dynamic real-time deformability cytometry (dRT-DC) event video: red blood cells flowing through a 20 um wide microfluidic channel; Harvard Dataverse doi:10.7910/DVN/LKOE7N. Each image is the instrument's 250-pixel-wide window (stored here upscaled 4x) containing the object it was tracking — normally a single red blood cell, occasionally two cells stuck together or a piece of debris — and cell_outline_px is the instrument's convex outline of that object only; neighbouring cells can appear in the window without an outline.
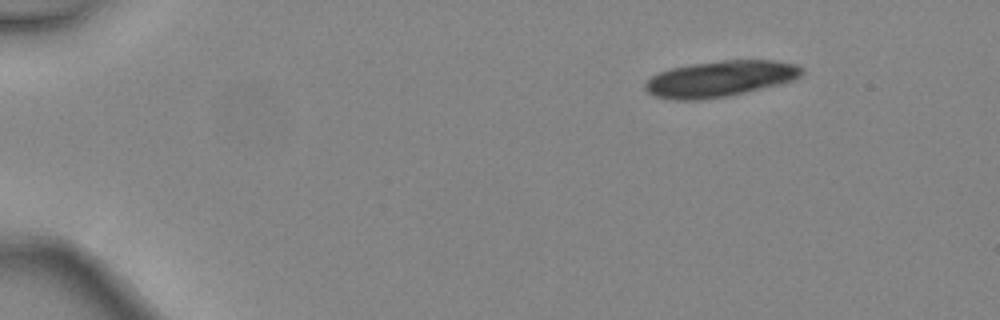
{"species": "common noctule bat (a hibernating species)", "species_latin": "Nyctalus noctula", "temperature_condition": "warm", "stored_images_in_passage": 5, "camera_frame_rate_fps": 3000, "um_per_image_px": 0.085, "animal": {"sex": "female", "body_mass_g": 24.6, "forearm_length_mm": 56.2}, "frame": {"image": 1, "passage_image": 1, "time_ms": 0.0, "image_size_px": [1000, 320], "cell_outline_px": [[804, 72], [800, 76], [792, 80], [728, 96], [700, 100], [676, 100], [656, 96], [648, 92], [644, 88], [644, 84], [652, 76], [660, 72], [672, 68], [692, 64], [724, 60], [776, 60], [796, 64], [804, 68]], "centroid_in_image_um": [61.21, 6.69], "position_along_channel_um": 23.8, "area_um2": 32.54}}
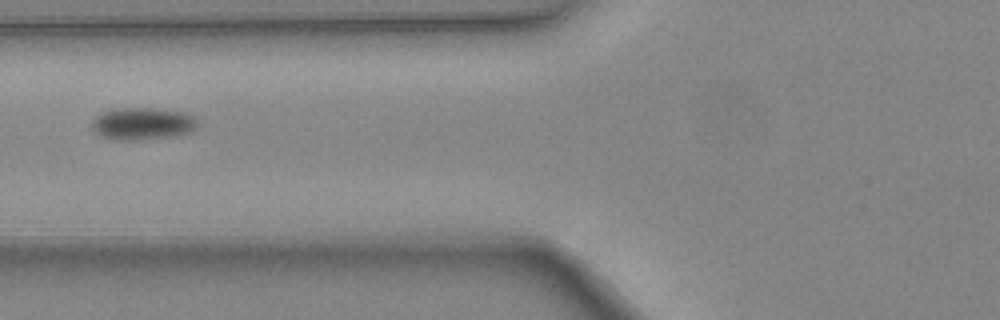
{"frame": {"image": 2, "passage_image": 4, "time_ms": 1.0, "image_size_px": [1000, 320], "cell_outline_px": [[196, 124], [192, 132], [176, 136], [140, 140], [116, 140], [100, 136], [92, 128], [92, 120], [96, 116], [112, 108], [156, 108], [188, 112], [196, 120]], "centroid_in_image_um": [12.12, 10.51], "position_along_channel_um": 113.7, "area_um2": 20.11}}
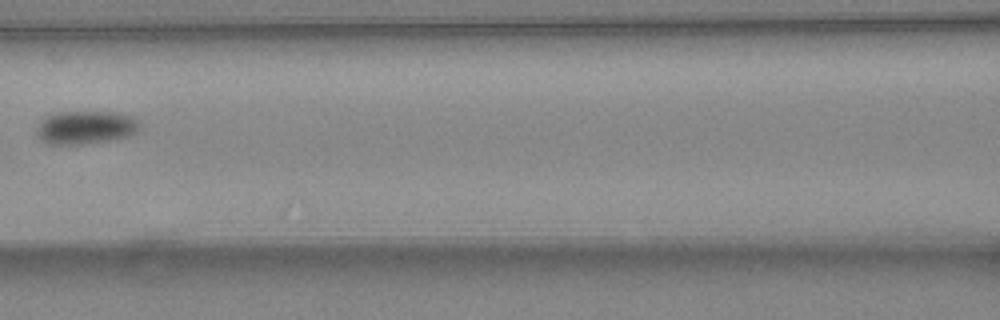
{"frame": {"image": 3, "passage_image": 5, "time_ms": 1.333, "image_size_px": [1000, 320], "cell_outline_px": [[140, 128], [136, 132], [128, 136], [108, 140], [80, 144], [48, 144], [40, 140], [36, 132], [36, 128], [48, 116], [56, 112], [116, 112], [132, 116], [140, 124]], "centroid_in_image_um": [7.28, 10.83], "position_along_channel_um": 159.3, "area_um2": 19.77}}